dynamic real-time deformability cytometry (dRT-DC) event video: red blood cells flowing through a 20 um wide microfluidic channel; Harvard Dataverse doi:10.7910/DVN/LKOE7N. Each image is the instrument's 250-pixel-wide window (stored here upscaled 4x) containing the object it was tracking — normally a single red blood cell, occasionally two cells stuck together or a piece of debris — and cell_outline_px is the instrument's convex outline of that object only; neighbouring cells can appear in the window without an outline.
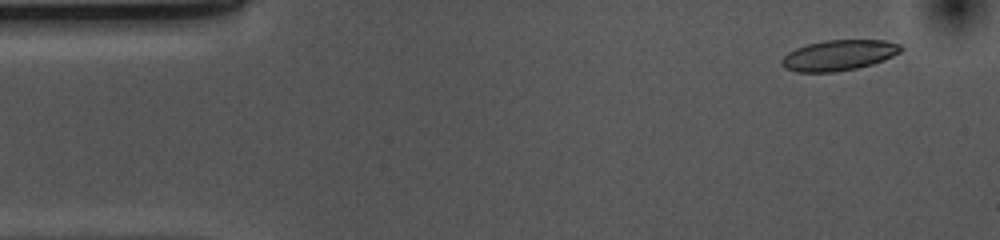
{"species": "common noctule bat (a hibernating species)", "species_latin": "Nyctalus noctula", "temperature_condition": "cold", "stored_images_in_passage": 53, "camera_frame_rate_fps": 3000, "um_per_image_px": 0.085, "animal": {"sex": "female", "body_mass_g": 10.0, "forearm_length_mm": 53.1}, "frame": {"image": 1, "passage_image": 4, "time_ms": 1.0, "image_size_px": [1000, 240], "cell_outline_px": [[904, 48], [900, 52], [884, 60], [872, 64], [856, 68], [836, 72], [796, 72], [784, 68], [780, 64], [780, 60], [788, 52], [796, 48], [808, 44], [824, 40], [884, 40], [900, 44]], "centroid_in_image_um": [71.28, 4.7], "position_along_channel_um": 13.7, "area_um2": 21.33}}
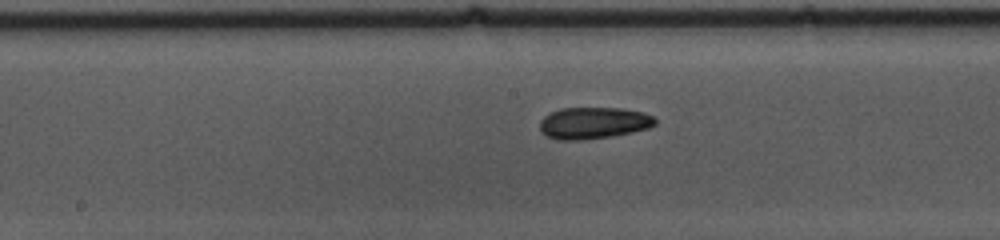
{"frame": {"image": 2, "passage_image": 26, "time_ms": 8.333, "image_size_px": [1000, 240], "cell_outline_px": [[656, 124], [648, 128], [632, 132], [612, 136], [584, 140], [556, 140], [540, 132], [540, 120], [544, 116], [560, 108], [624, 108], [644, 112], [656, 116]], "centroid_in_image_um": [50.47, 10.45], "position_along_channel_um": 197.7, "area_um2": 21.56}}
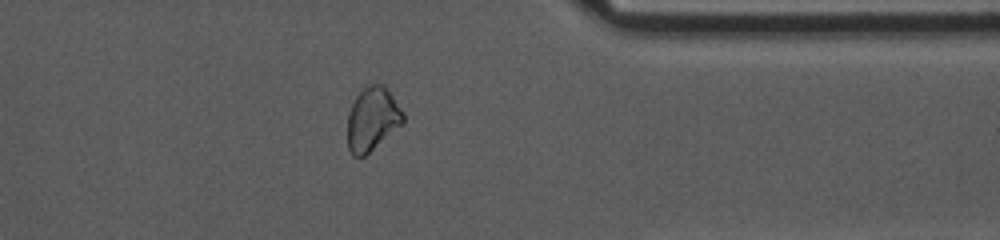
{"frame": {"image": 3, "passage_image": 42, "time_ms": 13.667, "image_size_px": [1000, 240], "cell_outline_px": [[404, 124], [364, 156], [352, 156], [348, 148], [348, 112], [356, 96], [364, 88], [372, 84], [384, 84], [404, 112]], "centroid_in_image_um": [31.67, 10.12], "position_along_channel_um": 379.7, "area_um2": 20.63}, "authors_computed_cell_mechanics": {"area_um2": 21.1548, "velocity_mm_per_s": 3.6798, "shape_relaxation_time_tau1_ms": 4.2224, "shape_relaxation_time_tau2_ms": null, "deformation_change_tau1": 0.1258, "deformation_change_tau2": null}}